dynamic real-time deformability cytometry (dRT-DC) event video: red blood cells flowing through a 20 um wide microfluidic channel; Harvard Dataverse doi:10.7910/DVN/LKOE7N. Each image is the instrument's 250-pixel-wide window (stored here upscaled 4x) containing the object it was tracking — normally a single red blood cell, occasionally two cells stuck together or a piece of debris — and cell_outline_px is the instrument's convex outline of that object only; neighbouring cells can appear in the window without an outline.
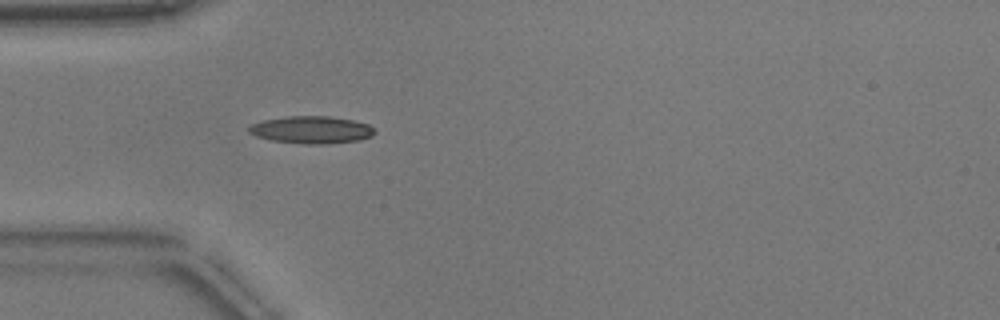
{"species": "common noctule bat (a hibernating species)", "species_latin": "Nyctalus noctula", "temperature_condition": "warm", "stored_images_in_passage": 38, "camera_frame_rate_fps": 3000, "um_per_image_px": 0.085, "animal": {"sex": "male", "body_mass_g": 17.9}, "frame": {"image": 1, "passage_image": 1, "time_ms": 0.0, "image_size_px": [1000, 320], "cell_outline_px": [[376, 132], [372, 136], [360, 140], [324, 144], [304, 144], [272, 140], [256, 136], [248, 132], [248, 128], [252, 124], [264, 120], [288, 116], [328, 116], [352, 120], [368, 124]], "centroid_in_image_um": [26.48, 11.04], "position_along_channel_um": 58.5, "area_um2": 19.94}}
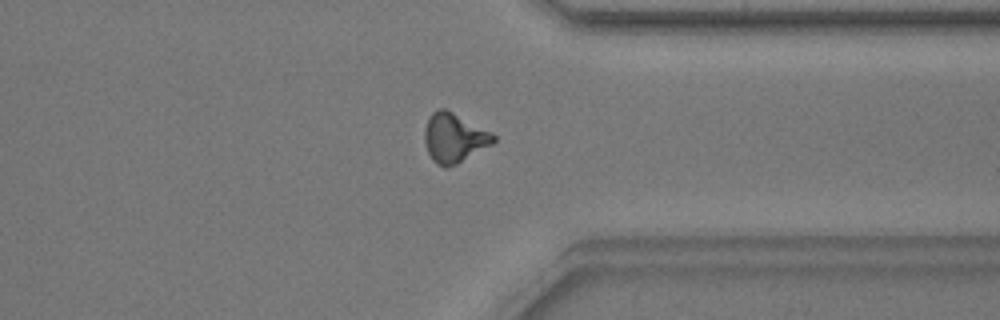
{"frame": {"image": 2, "passage_image": 26, "time_ms": 8.333, "image_size_px": [1000, 320], "cell_outline_px": [[496, 140], [492, 144], [456, 164], [448, 168], [444, 168], [436, 164], [432, 160], [428, 152], [424, 140], [424, 128], [428, 116], [432, 112], [440, 108], [444, 108], [492, 132], [496, 136]], "centroid_in_image_um": [38.58, 11.72], "position_along_channel_um": 372.8, "area_um2": 19.83}}
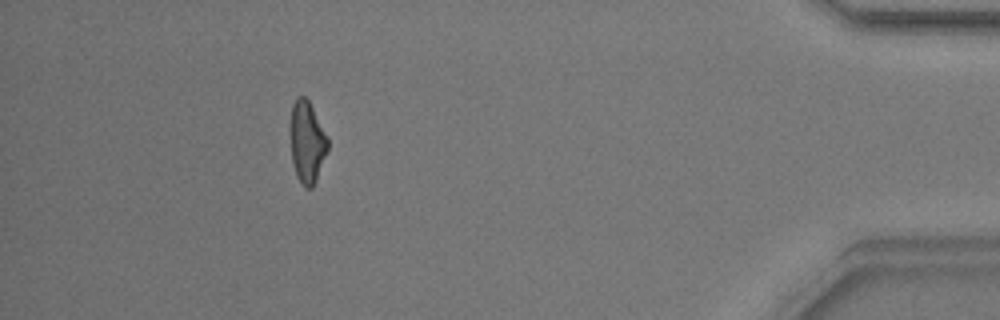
{"frame": {"image": 3, "passage_image": 33, "time_ms": 10.667, "image_size_px": [1000, 320], "cell_outline_px": [[328, 148], [316, 180], [312, 188], [304, 188], [296, 176], [292, 164], [288, 124], [292, 104], [296, 96], [304, 96], [308, 100], [328, 136]], "centroid_in_image_um": [26.05, 12.05], "position_along_channel_um": 409.1, "area_um2": 18.38}, "authors_computed_cell_mechanics": {"area_um2": 18.5538, "velocity_mm_per_s": 3.8338, "shape_relaxation_time_tau1_ms": 3.9702, "shape_relaxation_time_tau2_ms": 2.427, "deformation_change_tau1": 0.1634, "deformation_change_tau2": 0.0894}}